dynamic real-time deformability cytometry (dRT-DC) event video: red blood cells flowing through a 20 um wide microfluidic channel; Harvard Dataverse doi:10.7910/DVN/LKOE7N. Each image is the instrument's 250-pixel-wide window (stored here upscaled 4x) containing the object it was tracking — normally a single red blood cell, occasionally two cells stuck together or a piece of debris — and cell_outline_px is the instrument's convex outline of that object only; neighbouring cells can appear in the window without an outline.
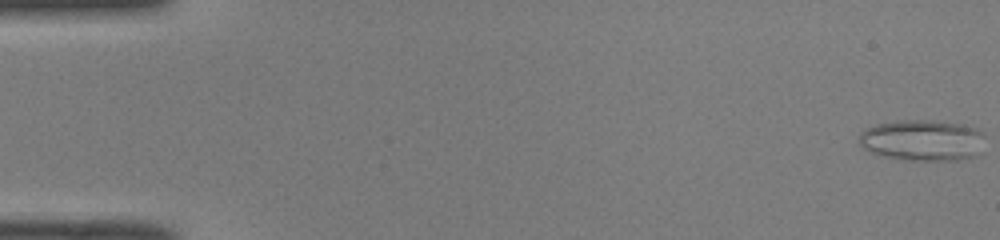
{"species": "common noctule bat (a hibernating species)", "species_latin": "Nyctalus noctula", "temperature_condition": "room temperature", "stored_images_in_passage": 50, "camera_frame_rate_fps": 3000, "um_per_image_px": 0.085, "animal": {"sex": "male", "body_mass_g": 19.0, "forearm_length_mm": 50.8}, "frame": {"image": 1, "passage_image": 1, "time_ms": 0.0, "image_size_px": [1000, 240], "cell_outline_px": [[984, 136], [980, 156], [956, 160], [904, 160], [884, 156], [872, 152], [864, 148], [860, 144], [860, 132], [864, 128], [876, 124], [896, 120], [932, 120], [964, 124], [976, 128], [984, 132]], "centroid_in_image_um": [78.45, 11.91], "position_along_channel_um": 6.6, "area_um2": 30.63}}
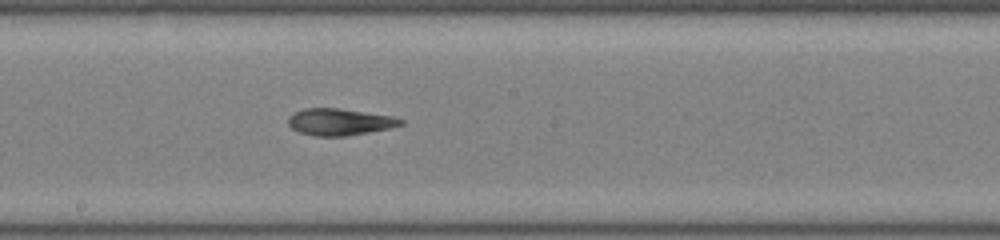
{"frame": {"image": 2, "passage_image": 28, "time_ms": 9.0, "image_size_px": [1000, 240], "cell_outline_px": [[404, 124], [392, 128], [344, 136], [316, 136], [300, 132], [292, 128], [288, 124], [288, 116], [292, 112], [304, 108], [340, 108], [392, 116], [404, 120]], "centroid_in_image_um": [28.86, 10.35], "position_along_channel_um": 219.3, "area_um2": 17.63}}
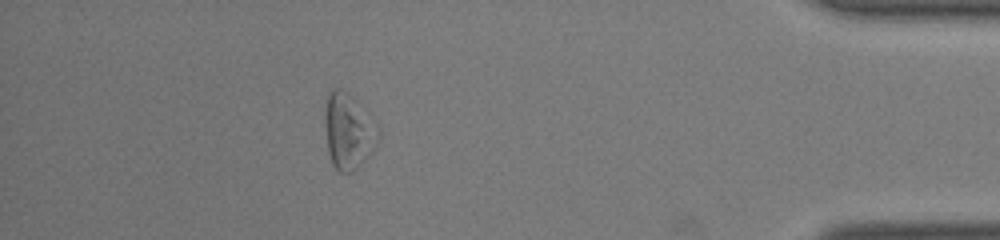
{"frame": {"image": 3, "passage_image": 45, "time_ms": 14.667, "image_size_px": [1000, 240], "cell_outline_px": [[380, 136], [372, 152], [352, 172], [340, 172], [332, 164], [328, 152], [324, 124], [324, 108], [328, 92], [332, 88], [340, 88], [348, 92], [368, 112], [380, 128]], "centroid_in_image_um": [29.61, 11.11], "position_along_channel_um": 405.6, "area_um2": 23.99}, "authors_computed_cell_mechanics": {"area_um2": 20.5479, "velocity_mm_per_s": 4.0911, "shape_relaxation_time_tau1_ms": 9.6184, "shape_relaxation_time_tau2_ms": 6.1753, "deformation_change_tau1": 0.2255, "deformation_change_tau2": 0.1759}}